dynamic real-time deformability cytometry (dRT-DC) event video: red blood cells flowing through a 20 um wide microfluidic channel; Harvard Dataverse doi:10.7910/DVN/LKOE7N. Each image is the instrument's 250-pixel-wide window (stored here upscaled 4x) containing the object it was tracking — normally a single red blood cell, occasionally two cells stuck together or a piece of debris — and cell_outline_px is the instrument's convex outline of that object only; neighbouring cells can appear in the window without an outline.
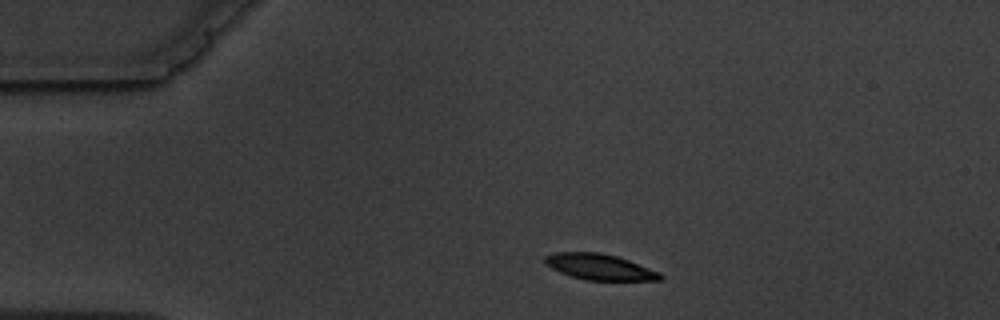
{"species": "common noctule bat (a hibernating species)", "species_latin": "Nyctalus noctula", "temperature_condition": "warm", "stored_images_in_passage": 8, "camera_frame_rate_fps": 3000, "um_per_image_px": 0.085, "animal": {"sex": "male", "body_mass_g": 19.5, "forearm_length_mm": 54.6}, "frame": {"image": 1, "passage_image": 1, "time_ms": 0.0, "image_size_px": [1000, 320], "cell_outline_px": [[664, 280], [588, 280], [572, 276], [560, 272], [544, 264], [544, 256], [552, 252], [600, 252], [616, 256], [628, 260], [660, 272], [664, 276]], "centroid_in_image_um": [50.96, 22.68], "position_along_channel_um": 34.0, "area_um2": 17.4}}
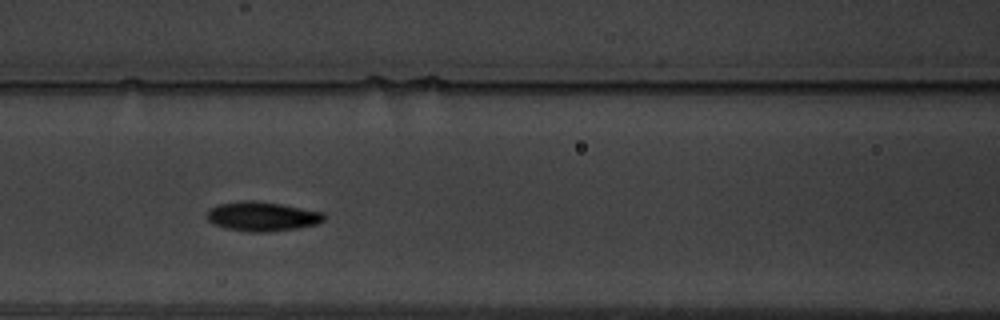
{"frame": {"image": 2, "passage_image": 5, "time_ms": 4.333, "image_size_px": [1000, 320], "cell_outline_px": [[324, 220], [316, 224], [296, 228], [268, 232], [252, 232], [224, 228], [212, 224], [208, 220], [208, 212], [216, 204], [240, 200], [252, 200], [280, 204], [324, 212]], "centroid_in_image_um": [22.25, 18.39], "position_along_channel_um": 144.3, "area_um2": 20.0}}
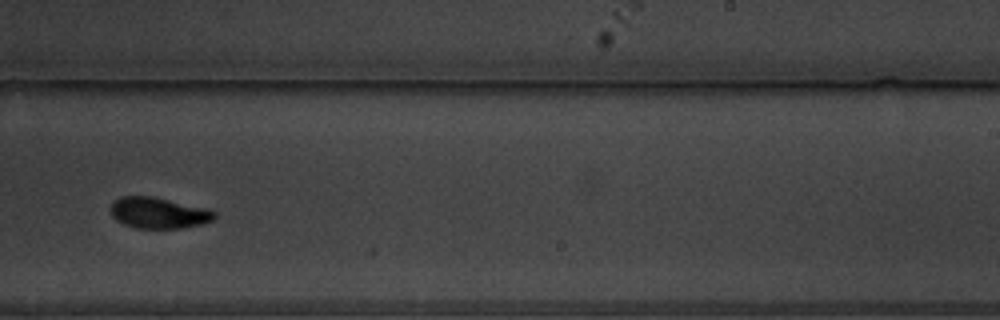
{"frame": {"image": 3, "passage_image": 8, "time_ms": 8.0, "image_size_px": [1000, 320], "cell_outline_px": [[216, 216], [212, 220], [200, 224], [184, 228], [136, 228], [124, 224], [116, 220], [112, 216], [112, 204], [120, 196], [152, 196], [208, 208], [216, 212]], "centroid_in_image_um": [13.5, 18.09], "position_along_channel_um": 275.5, "area_um2": 18.73}}